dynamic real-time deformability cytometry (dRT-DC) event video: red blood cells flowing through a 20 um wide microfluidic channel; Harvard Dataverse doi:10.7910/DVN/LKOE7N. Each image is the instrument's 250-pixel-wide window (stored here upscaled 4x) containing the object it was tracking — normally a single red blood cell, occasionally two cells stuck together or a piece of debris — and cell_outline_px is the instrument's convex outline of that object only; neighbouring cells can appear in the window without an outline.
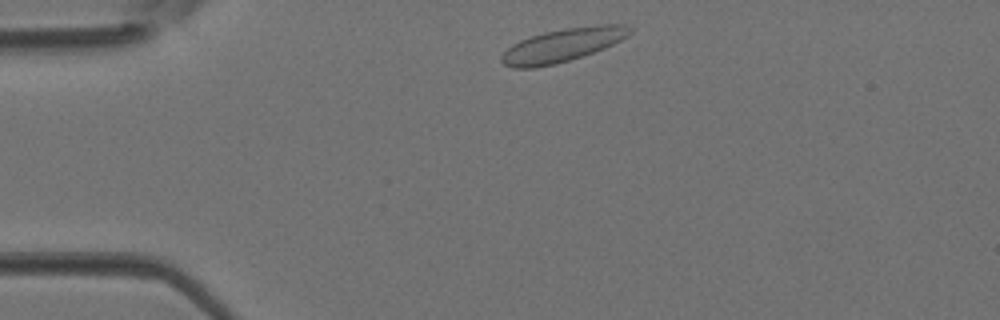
{"species": "Egyptian fruit bat (a non-hibernating species)", "species_latin": "Rousettus aegyptiacus", "temperature_condition": "room temperature", "stored_images_in_passage": 30, "camera_frame_rate_fps": 3000, "um_per_image_px": 0.085, "animal": {"sex": "female"}, "frame": {"image": 1, "passage_image": 2, "time_ms": 0.333, "image_size_px": [1000, 320], "cell_outline_px": [[632, 32], [628, 36], [604, 48], [556, 64], [532, 68], [512, 68], [504, 64], [500, 60], [500, 56], [512, 44], [520, 40], [544, 32], [564, 28], [596, 24], [624, 24], [632, 28]], "centroid_in_image_um": [47.81, 3.82], "position_along_channel_um": 37.2, "area_um2": 24.85}}
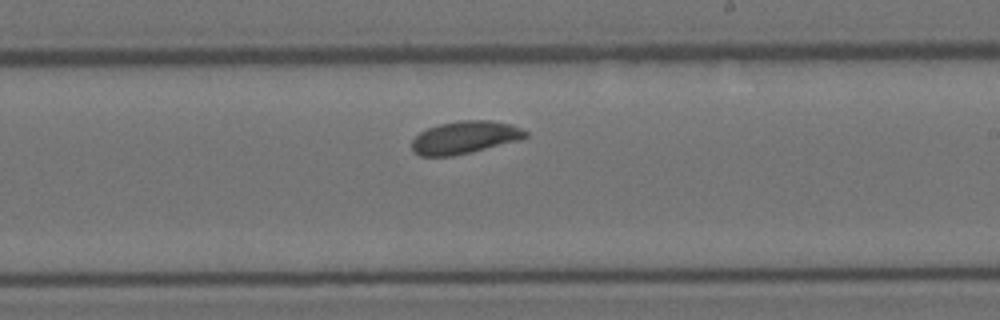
{"frame": {"image": 2, "passage_image": 18, "time_ms": 5.667, "image_size_px": [1000, 320], "cell_outline_px": [[528, 136], [520, 140], [472, 152], [452, 156], [420, 156], [412, 152], [412, 140], [420, 132], [428, 128], [440, 124], [460, 120], [488, 120], [512, 124], [528, 132]], "centroid_in_image_um": [39.51, 11.68], "position_along_channel_um": 249.5, "area_um2": 21.68}}
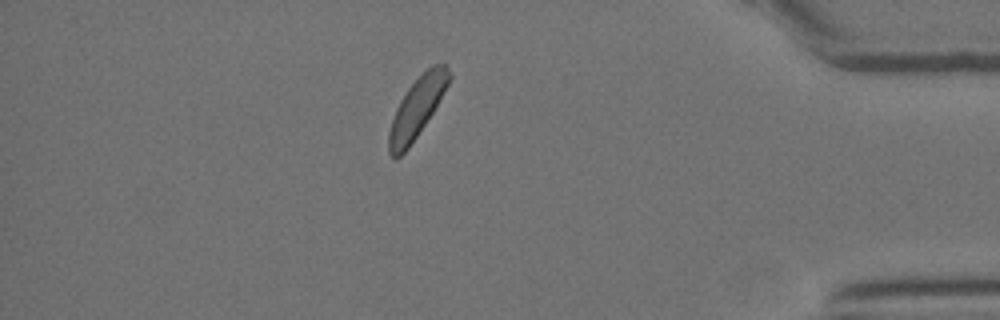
{"frame": {"image": 3, "passage_image": 30, "time_ms": 9.667, "image_size_px": [1000, 320], "cell_outline_px": [[452, 76], [448, 84], [432, 112], [408, 148], [396, 160], [392, 160], [388, 152], [388, 132], [396, 108], [400, 100], [408, 88], [432, 64], [444, 64], [448, 68]], "centroid_in_image_um": [35.4, 9.2], "position_along_channel_um": 399.8, "area_um2": 20.58}}